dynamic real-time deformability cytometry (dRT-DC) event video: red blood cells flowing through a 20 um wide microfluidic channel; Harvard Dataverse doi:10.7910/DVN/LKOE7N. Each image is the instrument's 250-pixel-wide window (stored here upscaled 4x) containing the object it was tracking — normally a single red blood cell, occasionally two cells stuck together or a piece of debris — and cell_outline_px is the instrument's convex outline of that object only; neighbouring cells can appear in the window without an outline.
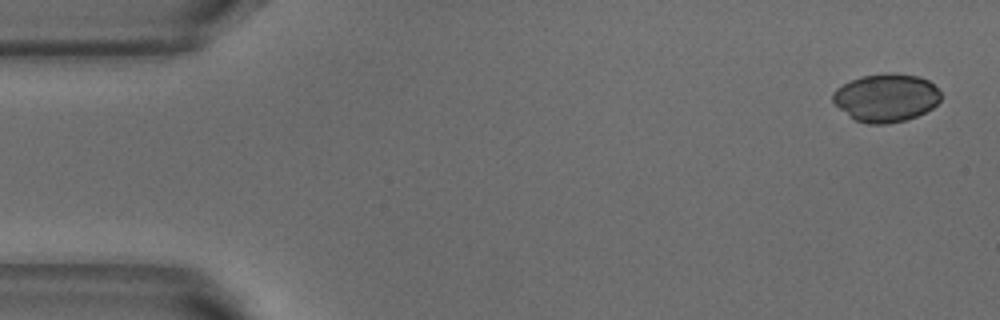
{"species": "common noctule bat (a hibernating species)", "species_latin": "Nyctalus noctula", "temperature_condition": "warm", "stored_images_in_passage": 4, "camera_frame_rate_fps": 3000, "um_per_image_px": 0.085, "animal": {"sex": "male", "body_mass_g": 18.8}, "frame": {"image": 1, "passage_image": 1, "time_ms": 0.0, "image_size_px": [1000, 320], "cell_outline_px": [[940, 100], [932, 108], [916, 116], [904, 120], [888, 124], [868, 124], [856, 120], [840, 108], [832, 100], [832, 92], [836, 88], [852, 80], [864, 76], [888, 72], [892, 72], [920, 76], [928, 80], [940, 92]], "centroid_in_image_um": [75.32, 8.29], "position_along_channel_um": 9.7, "area_um2": 30.06}}
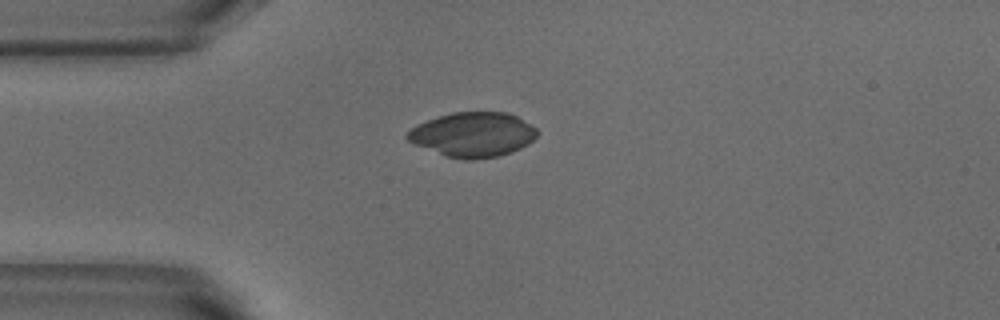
{"frame": {"image": 2, "passage_image": 4, "time_ms": 1.0, "image_size_px": [1000, 320], "cell_outline_px": [[536, 136], [528, 144], [512, 152], [500, 156], [476, 160], [464, 160], [444, 156], [416, 144], [408, 140], [404, 136], [416, 124], [436, 116], [452, 112], [508, 112], [516, 116], [536, 128]], "centroid_in_image_um": [40.17, 11.44], "position_along_channel_um": 44.8, "area_um2": 33.87}}